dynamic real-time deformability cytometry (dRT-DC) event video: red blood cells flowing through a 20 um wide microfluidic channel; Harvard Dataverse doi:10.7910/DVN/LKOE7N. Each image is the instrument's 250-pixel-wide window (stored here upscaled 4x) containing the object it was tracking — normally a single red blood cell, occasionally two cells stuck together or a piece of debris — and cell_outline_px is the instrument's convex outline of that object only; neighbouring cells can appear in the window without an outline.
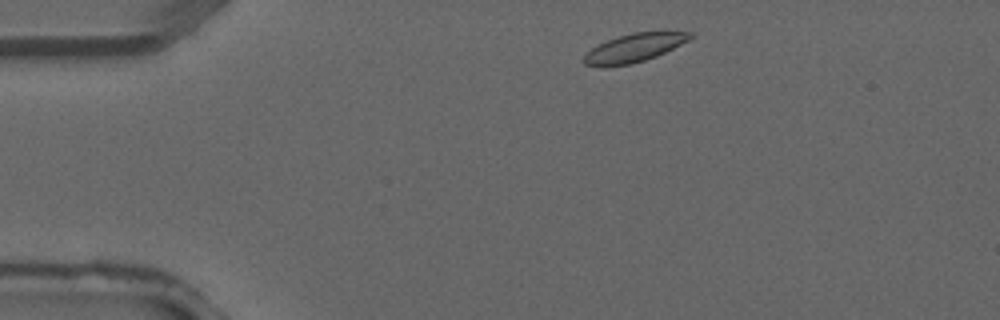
{"species": "common noctule bat (a hibernating species)", "species_latin": "Nyctalus noctula", "temperature_condition": "warm", "stored_images_in_passage": 2, "camera_frame_rate_fps": 3000, "um_per_image_px": 0.085, "animal": {"sex": "male", "forearm_length_mm": 52.5}, "frame": {"image": 1, "passage_image": 1, "time_ms": 0.0, "image_size_px": [1000, 320], "cell_outline_px": [[692, 36], [688, 40], [656, 56], [632, 64], [604, 68], [600, 68], [584, 64], [580, 60], [592, 48], [608, 40], [632, 32], [692, 32]], "centroid_in_image_um": [53.82, 4.11], "position_along_channel_um": 31.2, "area_um2": 17.46}}